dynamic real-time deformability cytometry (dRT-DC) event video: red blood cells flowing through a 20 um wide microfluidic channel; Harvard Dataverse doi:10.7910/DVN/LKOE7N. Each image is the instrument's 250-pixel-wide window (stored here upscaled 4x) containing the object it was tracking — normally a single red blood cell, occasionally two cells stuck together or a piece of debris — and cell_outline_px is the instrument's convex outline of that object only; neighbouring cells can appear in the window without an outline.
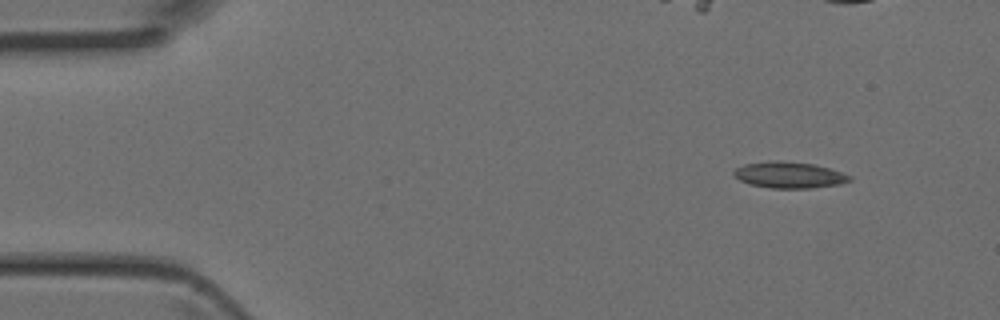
{"species": "Egyptian fruit bat (a non-hibernating species)", "species_latin": "Rousettus aegyptiacus", "temperature_condition": "room temperature", "stored_images_in_passage": 5, "segment_of_instrument_passage": [1, 2], "camera_frame_rate_fps": 3000, "um_per_image_px": 0.085, "animal": {"sex": "female"}, "frame": {"image": 1, "passage_image": 1, "time_ms": 0.0, "image_size_px": [1000, 320], "cell_outline_px": [[852, 180], [840, 184], [812, 188], [772, 188], [748, 184], [732, 176], [732, 172], [736, 168], [744, 164], [772, 160], [776, 160], [812, 164], [828, 168], [852, 176]], "centroid_in_image_um": [67.04, 14.87], "position_along_channel_um": 18.0, "area_um2": 17.74}}